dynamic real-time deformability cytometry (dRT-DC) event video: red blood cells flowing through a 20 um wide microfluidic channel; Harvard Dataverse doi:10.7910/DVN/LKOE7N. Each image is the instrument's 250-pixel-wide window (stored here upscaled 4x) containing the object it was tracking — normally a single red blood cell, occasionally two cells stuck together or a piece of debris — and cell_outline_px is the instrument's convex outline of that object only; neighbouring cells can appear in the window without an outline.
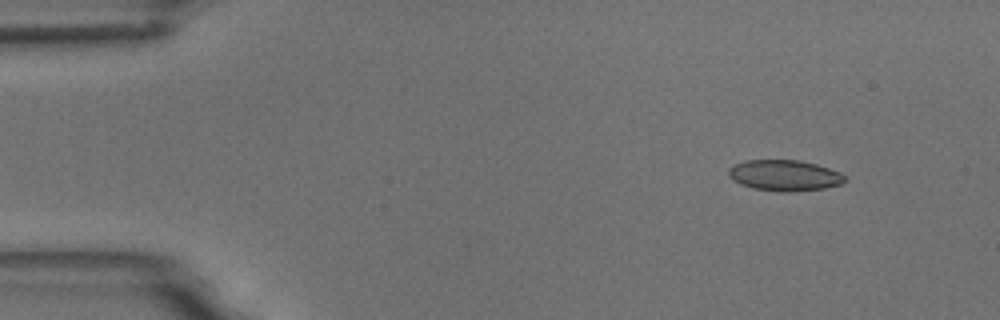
{"species": "common noctule bat (a hibernating species)", "species_latin": "Nyctalus noctula", "temperature_condition": "room temperature", "stored_images_in_passage": 4, "camera_frame_rate_fps": 3000, "um_per_image_px": 0.085, "animal": {"sex": "male", "body_mass_g": 18.8}, "frame": {"image": 1, "passage_image": 2, "time_ms": 1.0, "image_size_px": [1000, 320], "cell_outline_px": [[848, 180], [844, 184], [824, 188], [788, 192], [780, 192], [752, 188], [740, 184], [732, 180], [728, 176], [728, 168], [744, 160], [800, 160], [816, 164], [840, 172]], "centroid_in_image_um": [66.68, 14.91], "position_along_channel_um": 18.3, "area_um2": 21.15}}
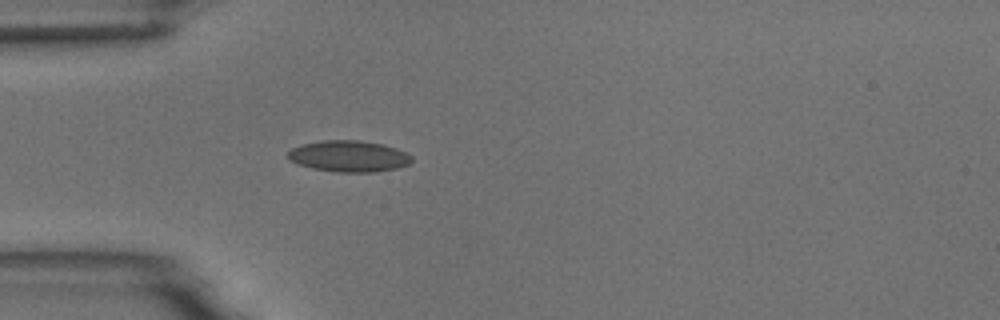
{"frame": {"image": 2, "passage_image": 4, "time_ms": 4.333, "image_size_px": [1000, 320], "cell_outline_px": [[412, 160], [408, 164], [396, 168], [376, 172], [336, 172], [312, 168], [288, 160], [288, 152], [292, 148], [304, 144], [324, 140], [360, 140], [380, 144], [396, 148], [412, 156]], "centroid_in_image_um": [29.65, 13.28], "position_along_channel_um": 55.4, "area_um2": 22.37}}